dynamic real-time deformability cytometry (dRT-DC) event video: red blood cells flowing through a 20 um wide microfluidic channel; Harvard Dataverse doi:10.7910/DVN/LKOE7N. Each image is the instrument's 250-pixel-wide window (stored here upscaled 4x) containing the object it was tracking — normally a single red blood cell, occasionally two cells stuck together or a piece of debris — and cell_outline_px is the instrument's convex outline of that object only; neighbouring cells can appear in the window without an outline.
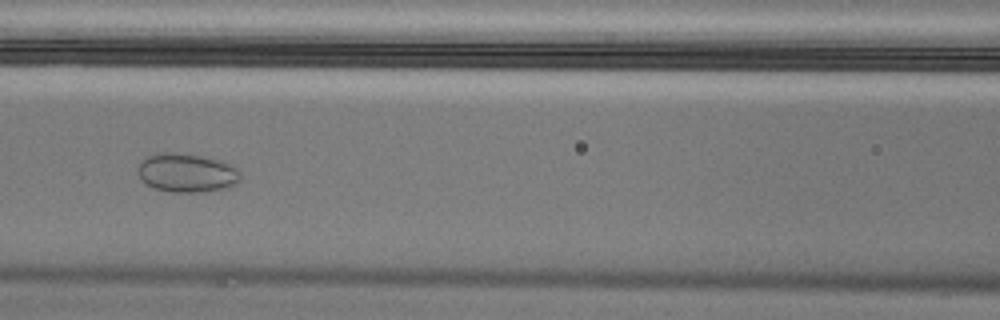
{"species": "Egyptian fruit bat (a non-hibernating species)", "species_latin": "Rousettus aegyptiacus", "temperature_condition": "cold", "stored_images_in_passage": 56, "camera_frame_rate_fps": 3000, "um_per_image_px": 0.085, "animal": {"sex": "male"}, "frame": {"image": 1, "passage_image": 25, "time_ms": 8.0, "image_size_px": [1000, 320], "cell_outline_px": [[240, 180], [236, 184], [224, 188], [200, 192], [172, 192], [152, 188], [140, 180], [136, 172], [136, 168], [148, 156], [160, 152], [172, 152], [200, 156], [216, 160], [228, 164], [236, 168], [240, 172]], "centroid_in_image_um": [15.81, 14.7], "position_along_channel_um": 150.8, "area_um2": 23.12}}